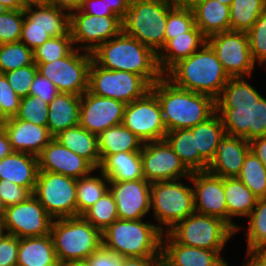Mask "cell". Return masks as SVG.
<instances>
[{"instance_id": "27", "label": "cell", "mask_w": 266, "mask_h": 266, "mask_svg": "<svg viewBox=\"0 0 266 266\" xmlns=\"http://www.w3.org/2000/svg\"><path fill=\"white\" fill-rule=\"evenodd\" d=\"M48 105L47 127L53 137L79 125L81 96L59 92Z\"/></svg>"}, {"instance_id": "42", "label": "cell", "mask_w": 266, "mask_h": 266, "mask_svg": "<svg viewBox=\"0 0 266 266\" xmlns=\"http://www.w3.org/2000/svg\"><path fill=\"white\" fill-rule=\"evenodd\" d=\"M33 50L22 42L0 44V72L4 74L34 64Z\"/></svg>"}, {"instance_id": "44", "label": "cell", "mask_w": 266, "mask_h": 266, "mask_svg": "<svg viewBox=\"0 0 266 266\" xmlns=\"http://www.w3.org/2000/svg\"><path fill=\"white\" fill-rule=\"evenodd\" d=\"M49 105L38 96H26L21 98L17 119L32 122L35 125L46 126L48 121Z\"/></svg>"}, {"instance_id": "60", "label": "cell", "mask_w": 266, "mask_h": 266, "mask_svg": "<svg viewBox=\"0 0 266 266\" xmlns=\"http://www.w3.org/2000/svg\"><path fill=\"white\" fill-rule=\"evenodd\" d=\"M49 4L71 13L81 8L83 0H50Z\"/></svg>"}, {"instance_id": "58", "label": "cell", "mask_w": 266, "mask_h": 266, "mask_svg": "<svg viewBox=\"0 0 266 266\" xmlns=\"http://www.w3.org/2000/svg\"><path fill=\"white\" fill-rule=\"evenodd\" d=\"M250 150L263 162L266 167V136L249 141Z\"/></svg>"}, {"instance_id": "29", "label": "cell", "mask_w": 266, "mask_h": 266, "mask_svg": "<svg viewBox=\"0 0 266 266\" xmlns=\"http://www.w3.org/2000/svg\"><path fill=\"white\" fill-rule=\"evenodd\" d=\"M224 191L227 206V224L235 231L241 229L233 219L246 218L253 211L257 197L237 178H224Z\"/></svg>"}, {"instance_id": "7", "label": "cell", "mask_w": 266, "mask_h": 266, "mask_svg": "<svg viewBox=\"0 0 266 266\" xmlns=\"http://www.w3.org/2000/svg\"><path fill=\"white\" fill-rule=\"evenodd\" d=\"M50 234L60 265L86 260L102 245V232L82 216L53 219Z\"/></svg>"}, {"instance_id": "50", "label": "cell", "mask_w": 266, "mask_h": 266, "mask_svg": "<svg viewBox=\"0 0 266 266\" xmlns=\"http://www.w3.org/2000/svg\"><path fill=\"white\" fill-rule=\"evenodd\" d=\"M33 193L5 179L0 180V197L4 207H10L27 200Z\"/></svg>"}, {"instance_id": "36", "label": "cell", "mask_w": 266, "mask_h": 266, "mask_svg": "<svg viewBox=\"0 0 266 266\" xmlns=\"http://www.w3.org/2000/svg\"><path fill=\"white\" fill-rule=\"evenodd\" d=\"M190 129L195 136L196 150L210 163L214 159L218 142L226 135L220 116L215 112L206 121Z\"/></svg>"}, {"instance_id": "55", "label": "cell", "mask_w": 266, "mask_h": 266, "mask_svg": "<svg viewBox=\"0 0 266 266\" xmlns=\"http://www.w3.org/2000/svg\"><path fill=\"white\" fill-rule=\"evenodd\" d=\"M81 12L94 16H117L103 2V0H83L79 9Z\"/></svg>"}, {"instance_id": "13", "label": "cell", "mask_w": 266, "mask_h": 266, "mask_svg": "<svg viewBox=\"0 0 266 266\" xmlns=\"http://www.w3.org/2000/svg\"><path fill=\"white\" fill-rule=\"evenodd\" d=\"M206 43L213 49L230 78L251 77L253 61L246 32L225 31L209 36Z\"/></svg>"}, {"instance_id": "1", "label": "cell", "mask_w": 266, "mask_h": 266, "mask_svg": "<svg viewBox=\"0 0 266 266\" xmlns=\"http://www.w3.org/2000/svg\"><path fill=\"white\" fill-rule=\"evenodd\" d=\"M246 79H229L216 100V112L227 135L251 141L266 136V98Z\"/></svg>"}, {"instance_id": "65", "label": "cell", "mask_w": 266, "mask_h": 266, "mask_svg": "<svg viewBox=\"0 0 266 266\" xmlns=\"http://www.w3.org/2000/svg\"><path fill=\"white\" fill-rule=\"evenodd\" d=\"M61 266H90V264L86 260H82V261H71Z\"/></svg>"}, {"instance_id": "59", "label": "cell", "mask_w": 266, "mask_h": 266, "mask_svg": "<svg viewBox=\"0 0 266 266\" xmlns=\"http://www.w3.org/2000/svg\"><path fill=\"white\" fill-rule=\"evenodd\" d=\"M242 266H266V255L261 250H247Z\"/></svg>"}, {"instance_id": "53", "label": "cell", "mask_w": 266, "mask_h": 266, "mask_svg": "<svg viewBox=\"0 0 266 266\" xmlns=\"http://www.w3.org/2000/svg\"><path fill=\"white\" fill-rule=\"evenodd\" d=\"M124 256L101 245L86 261L90 266H122Z\"/></svg>"}, {"instance_id": "8", "label": "cell", "mask_w": 266, "mask_h": 266, "mask_svg": "<svg viewBox=\"0 0 266 266\" xmlns=\"http://www.w3.org/2000/svg\"><path fill=\"white\" fill-rule=\"evenodd\" d=\"M183 179L153 182L150 186V210L156 226L163 232L195 213L194 191Z\"/></svg>"}, {"instance_id": "63", "label": "cell", "mask_w": 266, "mask_h": 266, "mask_svg": "<svg viewBox=\"0 0 266 266\" xmlns=\"http://www.w3.org/2000/svg\"><path fill=\"white\" fill-rule=\"evenodd\" d=\"M0 2L8 8V10H24L27 5L23 0H0Z\"/></svg>"}, {"instance_id": "31", "label": "cell", "mask_w": 266, "mask_h": 266, "mask_svg": "<svg viewBox=\"0 0 266 266\" xmlns=\"http://www.w3.org/2000/svg\"><path fill=\"white\" fill-rule=\"evenodd\" d=\"M109 181H135L143 179L141 151L108 155L98 168Z\"/></svg>"}, {"instance_id": "15", "label": "cell", "mask_w": 266, "mask_h": 266, "mask_svg": "<svg viewBox=\"0 0 266 266\" xmlns=\"http://www.w3.org/2000/svg\"><path fill=\"white\" fill-rule=\"evenodd\" d=\"M122 30V19L118 16L98 17L80 10L70 13V33L78 50L92 53Z\"/></svg>"}, {"instance_id": "11", "label": "cell", "mask_w": 266, "mask_h": 266, "mask_svg": "<svg viewBox=\"0 0 266 266\" xmlns=\"http://www.w3.org/2000/svg\"><path fill=\"white\" fill-rule=\"evenodd\" d=\"M92 60V53L74 48L61 59L50 63H36V65L38 73L49 79L58 92L81 96L88 90L89 68Z\"/></svg>"}, {"instance_id": "28", "label": "cell", "mask_w": 266, "mask_h": 266, "mask_svg": "<svg viewBox=\"0 0 266 266\" xmlns=\"http://www.w3.org/2000/svg\"><path fill=\"white\" fill-rule=\"evenodd\" d=\"M17 266H61L51 234L19 238Z\"/></svg>"}, {"instance_id": "6", "label": "cell", "mask_w": 266, "mask_h": 266, "mask_svg": "<svg viewBox=\"0 0 266 266\" xmlns=\"http://www.w3.org/2000/svg\"><path fill=\"white\" fill-rule=\"evenodd\" d=\"M173 7L170 0H131L123 31L158 54L165 46L167 17Z\"/></svg>"}, {"instance_id": "14", "label": "cell", "mask_w": 266, "mask_h": 266, "mask_svg": "<svg viewBox=\"0 0 266 266\" xmlns=\"http://www.w3.org/2000/svg\"><path fill=\"white\" fill-rule=\"evenodd\" d=\"M122 124L143 143L164 140L167 134L160 103L151 90L126 104Z\"/></svg>"}, {"instance_id": "30", "label": "cell", "mask_w": 266, "mask_h": 266, "mask_svg": "<svg viewBox=\"0 0 266 266\" xmlns=\"http://www.w3.org/2000/svg\"><path fill=\"white\" fill-rule=\"evenodd\" d=\"M31 27L43 28L51 37L70 33V13L50 4L30 5L24 9Z\"/></svg>"}, {"instance_id": "69", "label": "cell", "mask_w": 266, "mask_h": 266, "mask_svg": "<svg viewBox=\"0 0 266 266\" xmlns=\"http://www.w3.org/2000/svg\"><path fill=\"white\" fill-rule=\"evenodd\" d=\"M4 209H5V207H4V205H3L2 201H1V197H0V217L3 216Z\"/></svg>"}, {"instance_id": "70", "label": "cell", "mask_w": 266, "mask_h": 266, "mask_svg": "<svg viewBox=\"0 0 266 266\" xmlns=\"http://www.w3.org/2000/svg\"><path fill=\"white\" fill-rule=\"evenodd\" d=\"M5 122V119L2 117V115L0 114V129L3 128V124Z\"/></svg>"}, {"instance_id": "17", "label": "cell", "mask_w": 266, "mask_h": 266, "mask_svg": "<svg viewBox=\"0 0 266 266\" xmlns=\"http://www.w3.org/2000/svg\"><path fill=\"white\" fill-rule=\"evenodd\" d=\"M141 161L143 177L149 183L188 179L191 175L165 139L144 143Z\"/></svg>"}, {"instance_id": "66", "label": "cell", "mask_w": 266, "mask_h": 266, "mask_svg": "<svg viewBox=\"0 0 266 266\" xmlns=\"http://www.w3.org/2000/svg\"><path fill=\"white\" fill-rule=\"evenodd\" d=\"M6 233L5 227H4V222H3V217H0V238Z\"/></svg>"}, {"instance_id": "22", "label": "cell", "mask_w": 266, "mask_h": 266, "mask_svg": "<svg viewBox=\"0 0 266 266\" xmlns=\"http://www.w3.org/2000/svg\"><path fill=\"white\" fill-rule=\"evenodd\" d=\"M161 257L162 266H225L227 264L224 256L218 251L182 245L167 232L162 235Z\"/></svg>"}, {"instance_id": "25", "label": "cell", "mask_w": 266, "mask_h": 266, "mask_svg": "<svg viewBox=\"0 0 266 266\" xmlns=\"http://www.w3.org/2000/svg\"><path fill=\"white\" fill-rule=\"evenodd\" d=\"M39 173L38 157L14 151L0 160V180H9L16 185L35 190Z\"/></svg>"}, {"instance_id": "23", "label": "cell", "mask_w": 266, "mask_h": 266, "mask_svg": "<svg viewBox=\"0 0 266 266\" xmlns=\"http://www.w3.org/2000/svg\"><path fill=\"white\" fill-rule=\"evenodd\" d=\"M249 151L248 140L226 134L218 142L214 159L209 163L207 171L222 178L238 177Z\"/></svg>"}, {"instance_id": "51", "label": "cell", "mask_w": 266, "mask_h": 266, "mask_svg": "<svg viewBox=\"0 0 266 266\" xmlns=\"http://www.w3.org/2000/svg\"><path fill=\"white\" fill-rule=\"evenodd\" d=\"M50 38L51 36L43 28L31 27V21L25 16L20 42L29 49L35 50Z\"/></svg>"}, {"instance_id": "5", "label": "cell", "mask_w": 266, "mask_h": 266, "mask_svg": "<svg viewBox=\"0 0 266 266\" xmlns=\"http://www.w3.org/2000/svg\"><path fill=\"white\" fill-rule=\"evenodd\" d=\"M143 220L117 219L102 231V245L124 257H161L163 232Z\"/></svg>"}, {"instance_id": "39", "label": "cell", "mask_w": 266, "mask_h": 266, "mask_svg": "<svg viewBox=\"0 0 266 266\" xmlns=\"http://www.w3.org/2000/svg\"><path fill=\"white\" fill-rule=\"evenodd\" d=\"M237 178L257 198L266 197V167L251 150L247 153Z\"/></svg>"}, {"instance_id": "46", "label": "cell", "mask_w": 266, "mask_h": 266, "mask_svg": "<svg viewBox=\"0 0 266 266\" xmlns=\"http://www.w3.org/2000/svg\"><path fill=\"white\" fill-rule=\"evenodd\" d=\"M252 59L260 66L266 64V10L247 32Z\"/></svg>"}, {"instance_id": "4", "label": "cell", "mask_w": 266, "mask_h": 266, "mask_svg": "<svg viewBox=\"0 0 266 266\" xmlns=\"http://www.w3.org/2000/svg\"><path fill=\"white\" fill-rule=\"evenodd\" d=\"M175 86L217 100L230 77L213 49L205 43L198 51L180 60L165 75Z\"/></svg>"}, {"instance_id": "12", "label": "cell", "mask_w": 266, "mask_h": 266, "mask_svg": "<svg viewBox=\"0 0 266 266\" xmlns=\"http://www.w3.org/2000/svg\"><path fill=\"white\" fill-rule=\"evenodd\" d=\"M77 179L39 171L33 195L53 219L77 217Z\"/></svg>"}, {"instance_id": "38", "label": "cell", "mask_w": 266, "mask_h": 266, "mask_svg": "<svg viewBox=\"0 0 266 266\" xmlns=\"http://www.w3.org/2000/svg\"><path fill=\"white\" fill-rule=\"evenodd\" d=\"M230 7V30L248 32L266 10V0H233Z\"/></svg>"}, {"instance_id": "61", "label": "cell", "mask_w": 266, "mask_h": 266, "mask_svg": "<svg viewBox=\"0 0 266 266\" xmlns=\"http://www.w3.org/2000/svg\"><path fill=\"white\" fill-rule=\"evenodd\" d=\"M14 150L4 129H0V160L13 153Z\"/></svg>"}, {"instance_id": "64", "label": "cell", "mask_w": 266, "mask_h": 266, "mask_svg": "<svg viewBox=\"0 0 266 266\" xmlns=\"http://www.w3.org/2000/svg\"><path fill=\"white\" fill-rule=\"evenodd\" d=\"M23 2L27 5H40V4H49L50 0H23Z\"/></svg>"}, {"instance_id": "40", "label": "cell", "mask_w": 266, "mask_h": 266, "mask_svg": "<svg viewBox=\"0 0 266 266\" xmlns=\"http://www.w3.org/2000/svg\"><path fill=\"white\" fill-rule=\"evenodd\" d=\"M248 225L246 237V250H262L266 247V197L258 198L256 205L247 217Z\"/></svg>"}, {"instance_id": "24", "label": "cell", "mask_w": 266, "mask_h": 266, "mask_svg": "<svg viewBox=\"0 0 266 266\" xmlns=\"http://www.w3.org/2000/svg\"><path fill=\"white\" fill-rule=\"evenodd\" d=\"M3 129L14 151L35 156H38L54 138L48 127L35 125L32 122L17 119L15 116L5 119Z\"/></svg>"}, {"instance_id": "52", "label": "cell", "mask_w": 266, "mask_h": 266, "mask_svg": "<svg viewBox=\"0 0 266 266\" xmlns=\"http://www.w3.org/2000/svg\"><path fill=\"white\" fill-rule=\"evenodd\" d=\"M19 238L5 233L0 238V266H17Z\"/></svg>"}, {"instance_id": "34", "label": "cell", "mask_w": 266, "mask_h": 266, "mask_svg": "<svg viewBox=\"0 0 266 266\" xmlns=\"http://www.w3.org/2000/svg\"><path fill=\"white\" fill-rule=\"evenodd\" d=\"M165 140L190 172L207 171L209 163L196 150L195 136L190 128L169 131Z\"/></svg>"}, {"instance_id": "57", "label": "cell", "mask_w": 266, "mask_h": 266, "mask_svg": "<svg viewBox=\"0 0 266 266\" xmlns=\"http://www.w3.org/2000/svg\"><path fill=\"white\" fill-rule=\"evenodd\" d=\"M131 0H103L106 6L122 20L125 18Z\"/></svg>"}, {"instance_id": "41", "label": "cell", "mask_w": 266, "mask_h": 266, "mask_svg": "<svg viewBox=\"0 0 266 266\" xmlns=\"http://www.w3.org/2000/svg\"><path fill=\"white\" fill-rule=\"evenodd\" d=\"M81 216L101 232L119 219L116 202L110 190Z\"/></svg>"}, {"instance_id": "19", "label": "cell", "mask_w": 266, "mask_h": 266, "mask_svg": "<svg viewBox=\"0 0 266 266\" xmlns=\"http://www.w3.org/2000/svg\"><path fill=\"white\" fill-rule=\"evenodd\" d=\"M188 180L193 184L195 213L215 216L227 223L224 178L200 171L191 172Z\"/></svg>"}, {"instance_id": "2", "label": "cell", "mask_w": 266, "mask_h": 266, "mask_svg": "<svg viewBox=\"0 0 266 266\" xmlns=\"http://www.w3.org/2000/svg\"><path fill=\"white\" fill-rule=\"evenodd\" d=\"M160 103L167 132L192 128L216 112L212 97L175 86L165 76L150 89Z\"/></svg>"}, {"instance_id": "56", "label": "cell", "mask_w": 266, "mask_h": 266, "mask_svg": "<svg viewBox=\"0 0 266 266\" xmlns=\"http://www.w3.org/2000/svg\"><path fill=\"white\" fill-rule=\"evenodd\" d=\"M122 266H162V257H125Z\"/></svg>"}, {"instance_id": "47", "label": "cell", "mask_w": 266, "mask_h": 266, "mask_svg": "<svg viewBox=\"0 0 266 266\" xmlns=\"http://www.w3.org/2000/svg\"><path fill=\"white\" fill-rule=\"evenodd\" d=\"M24 18V10H8L0 15V44L20 41Z\"/></svg>"}, {"instance_id": "62", "label": "cell", "mask_w": 266, "mask_h": 266, "mask_svg": "<svg viewBox=\"0 0 266 266\" xmlns=\"http://www.w3.org/2000/svg\"><path fill=\"white\" fill-rule=\"evenodd\" d=\"M174 6L185 9H193L204 0H170Z\"/></svg>"}, {"instance_id": "20", "label": "cell", "mask_w": 266, "mask_h": 266, "mask_svg": "<svg viewBox=\"0 0 266 266\" xmlns=\"http://www.w3.org/2000/svg\"><path fill=\"white\" fill-rule=\"evenodd\" d=\"M150 186L145 178L135 181H110L109 190L122 220H140L150 212Z\"/></svg>"}, {"instance_id": "35", "label": "cell", "mask_w": 266, "mask_h": 266, "mask_svg": "<svg viewBox=\"0 0 266 266\" xmlns=\"http://www.w3.org/2000/svg\"><path fill=\"white\" fill-rule=\"evenodd\" d=\"M143 144V141L123 124L110 127L98 136V150L101 162L108 155L141 151Z\"/></svg>"}, {"instance_id": "71", "label": "cell", "mask_w": 266, "mask_h": 266, "mask_svg": "<svg viewBox=\"0 0 266 266\" xmlns=\"http://www.w3.org/2000/svg\"><path fill=\"white\" fill-rule=\"evenodd\" d=\"M266 255V247L261 250Z\"/></svg>"}, {"instance_id": "10", "label": "cell", "mask_w": 266, "mask_h": 266, "mask_svg": "<svg viewBox=\"0 0 266 266\" xmlns=\"http://www.w3.org/2000/svg\"><path fill=\"white\" fill-rule=\"evenodd\" d=\"M151 85L140 75L108 70L92 60L89 68L88 90L97 96L116 99L129 104L142 98Z\"/></svg>"}, {"instance_id": "18", "label": "cell", "mask_w": 266, "mask_h": 266, "mask_svg": "<svg viewBox=\"0 0 266 266\" xmlns=\"http://www.w3.org/2000/svg\"><path fill=\"white\" fill-rule=\"evenodd\" d=\"M125 106L122 101L87 90L81 95L79 125L99 136L108 128L122 124Z\"/></svg>"}, {"instance_id": "67", "label": "cell", "mask_w": 266, "mask_h": 266, "mask_svg": "<svg viewBox=\"0 0 266 266\" xmlns=\"http://www.w3.org/2000/svg\"><path fill=\"white\" fill-rule=\"evenodd\" d=\"M8 11V8L0 2V15Z\"/></svg>"}, {"instance_id": "68", "label": "cell", "mask_w": 266, "mask_h": 266, "mask_svg": "<svg viewBox=\"0 0 266 266\" xmlns=\"http://www.w3.org/2000/svg\"><path fill=\"white\" fill-rule=\"evenodd\" d=\"M218 2H221L224 5L230 6L232 4L233 0H217Z\"/></svg>"}, {"instance_id": "21", "label": "cell", "mask_w": 266, "mask_h": 266, "mask_svg": "<svg viewBox=\"0 0 266 266\" xmlns=\"http://www.w3.org/2000/svg\"><path fill=\"white\" fill-rule=\"evenodd\" d=\"M39 171L80 179L97 171L86 159L61 145L53 138L37 156Z\"/></svg>"}, {"instance_id": "37", "label": "cell", "mask_w": 266, "mask_h": 266, "mask_svg": "<svg viewBox=\"0 0 266 266\" xmlns=\"http://www.w3.org/2000/svg\"><path fill=\"white\" fill-rule=\"evenodd\" d=\"M97 171L98 176L90 174L77 179V216H81L109 190V179L100 170Z\"/></svg>"}, {"instance_id": "32", "label": "cell", "mask_w": 266, "mask_h": 266, "mask_svg": "<svg viewBox=\"0 0 266 266\" xmlns=\"http://www.w3.org/2000/svg\"><path fill=\"white\" fill-rule=\"evenodd\" d=\"M61 145L86 159L96 170L101 158L98 150V136L80 125L61 131L54 137Z\"/></svg>"}, {"instance_id": "9", "label": "cell", "mask_w": 266, "mask_h": 266, "mask_svg": "<svg viewBox=\"0 0 266 266\" xmlns=\"http://www.w3.org/2000/svg\"><path fill=\"white\" fill-rule=\"evenodd\" d=\"M167 233L182 245L216 250L220 254L235 231L221 218L194 213L176 223Z\"/></svg>"}, {"instance_id": "48", "label": "cell", "mask_w": 266, "mask_h": 266, "mask_svg": "<svg viewBox=\"0 0 266 266\" xmlns=\"http://www.w3.org/2000/svg\"><path fill=\"white\" fill-rule=\"evenodd\" d=\"M37 72L38 68L36 63H34L10 72H6L4 75L16 94L20 98H23L29 95L31 84L33 83Z\"/></svg>"}, {"instance_id": "3", "label": "cell", "mask_w": 266, "mask_h": 266, "mask_svg": "<svg viewBox=\"0 0 266 266\" xmlns=\"http://www.w3.org/2000/svg\"><path fill=\"white\" fill-rule=\"evenodd\" d=\"M92 56L99 66L140 75L151 86L164 76L159 68L158 54L123 30L101 44Z\"/></svg>"}, {"instance_id": "33", "label": "cell", "mask_w": 266, "mask_h": 266, "mask_svg": "<svg viewBox=\"0 0 266 266\" xmlns=\"http://www.w3.org/2000/svg\"><path fill=\"white\" fill-rule=\"evenodd\" d=\"M195 25L202 34L209 36L230 31V7L217 0H204L192 9Z\"/></svg>"}, {"instance_id": "43", "label": "cell", "mask_w": 266, "mask_h": 266, "mask_svg": "<svg viewBox=\"0 0 266 266\" xmlns=\"http://www.w3.org/2000/svg\"><path fill=\"white\" fill-rule=\"evenodd\" d=\"M74 44L71 33L64 36L51 37L42 45L33 50L35 63H50L67 56Z\"/></svg>"}, {"instance_id": "16", "label": "cell", "mask_w": 266, "mask_h": 266, "mask_svg": "<svg viewBox=\"0 0 266 266\" xmlns=\"http://www.w3.org/2000/svg\"><path fill=\"white\" fill-rule=\"evenodd\" d=\"M2 217L6 233L17 238L48 235L53 221L34 195L21 203L5 207Z\"/></svg>"}, {"instance_id": "54", "label": "cell", "mask_w": 266, "mask_h": 266, "mask_svg": "<svg viewBox=\"0 0 266 266\" xmlns=\"http://www.w3.org/2000/svg\"><path fill=\"white\" fill-rule=\"evenodd\" d=\"M58 93L55 85L37 72L31 84L29 95L38 96L49 104Z\"/></svg>"}, {"instance_id": "45", "label": "cell", "mask_w": 266, "mask_h": 266, "mask_svg": "<svg viewBox=\"0 0 266 266\" xmlns=\"http://www.w3.org/2000/svg\"><path fill=\"white\" fill-rule=\"evenodd\" d=\"M195 26L193 10L174 6L168 13L165 44L176 36L184 35Z\"/></svg>"}, {"instance_id": "26", "label": "cell", "mask_w": 266, "mask_h": 266, "mask_svg": "<svg viewBox=\"0 0 266 266\" xmlns=\"http://www.w3.org/2000/svg\"><path fill=\"white\" fill-rule=\"evenodd\" d=\"M207 38L195 25L190 31L170 39L158 53V64L165 75L180 60L186 59L198 51Z\"/></svg>"}, {"instance_id": "49", "label": "cell", "mask_w": 266, "mask_h": 266, "mask_svg": "<svg viewBox=\"0 0 266 266\" xmlns=\"http://www.w3.org/2000/svg\"><path fill=\"white\" fill-rule=\"evenodd\" d=\"M21 98L16 94L4 74H0V114L4 119L14 117L19 110Z\"/></svg>"}]
</instances>
